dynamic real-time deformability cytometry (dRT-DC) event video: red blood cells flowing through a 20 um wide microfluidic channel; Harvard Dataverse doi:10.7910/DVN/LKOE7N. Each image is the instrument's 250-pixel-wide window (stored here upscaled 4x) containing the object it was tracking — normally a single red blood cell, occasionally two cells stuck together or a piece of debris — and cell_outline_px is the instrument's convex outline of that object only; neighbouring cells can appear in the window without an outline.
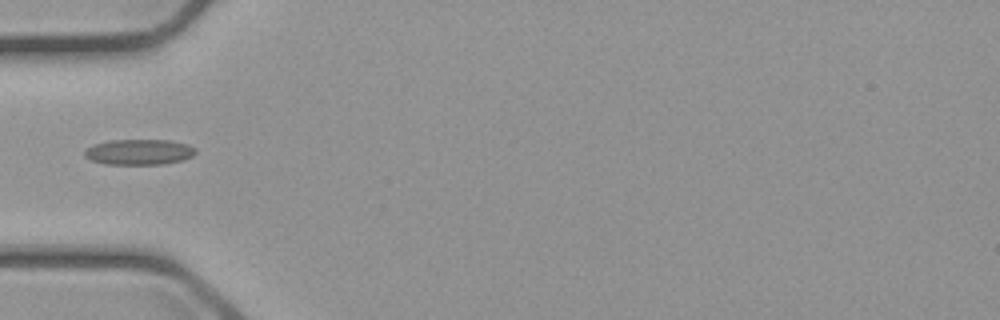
{"species": "common noctule bat (a hibernating species)", "species_latin": "Nyctalus noctula", "temperature_condition": "cold", "stored_images_in_passage": 5, "camera_frame_rate_fps": 3000, "um_per_image_px": 0.085, "animal": {"sex": "male", "body_mass_g": 23.1, "forearm_length_mm": 52.7}, "frame": {"image": 1, "passage_image": 5, "time_ms": 5.667, "image_size_px": [1000, 320], "cell_outline_px": [[196, 152], [192, 156], [184, 160], [164, 164], [104, 164], [92, 160], [84, 156], [84, 152], [88, 148], [96, 144], [108, 140], [168, 140], [188, 144], [196, 148]], "centroid_in_image_um": [11.86, 12.92], "position_along_channel_um": 73.1, "area_um2": 16.53}}